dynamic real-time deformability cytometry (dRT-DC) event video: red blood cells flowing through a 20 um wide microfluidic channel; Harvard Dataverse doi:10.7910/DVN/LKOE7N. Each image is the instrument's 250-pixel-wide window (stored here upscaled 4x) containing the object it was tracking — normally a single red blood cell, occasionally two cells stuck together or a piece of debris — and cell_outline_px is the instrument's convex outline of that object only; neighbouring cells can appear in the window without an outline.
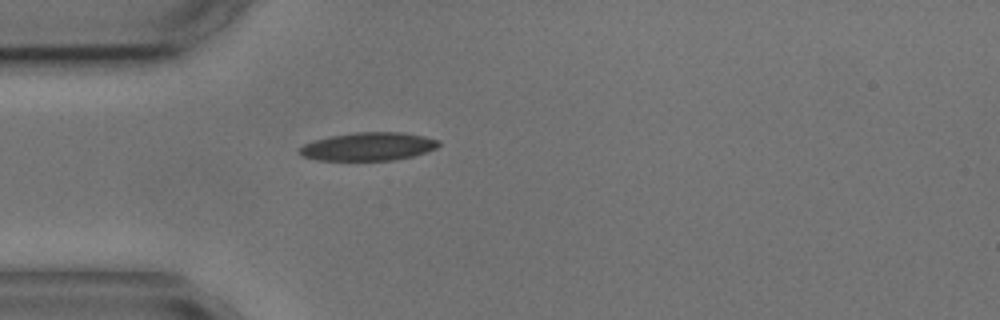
{"species": "common noctule bat (a hibernating species)", "species_latin": "Nyctalus noctula", "temperature_condition": "cold", "stored_images_in_passage": 1, "camera_frame_rate_fps": 3000, "um_per_image_px": 0.085, "animal": {"sex": "male", "body_mass_g": 17.9, "forearm_length_mm": 54.2}, "frame": {"image": 1, "passage_image": 1, "time_ms": 0.0, "image_size_px": [1000, 320], "cell_outline_px": [[440, 144], [436, 148], [412, 156], [392, 160], [316, 160], [304, 156], [300, 152], [300, 148], [304, 144], [316, 140], [332, 136], [356, 132], [404, 132], [424, 136], [440, 140]], "centroid_in_image_um": [31.35, 12.45], "position_along_channel_um": 53.7, "area_um2": 22.6}}